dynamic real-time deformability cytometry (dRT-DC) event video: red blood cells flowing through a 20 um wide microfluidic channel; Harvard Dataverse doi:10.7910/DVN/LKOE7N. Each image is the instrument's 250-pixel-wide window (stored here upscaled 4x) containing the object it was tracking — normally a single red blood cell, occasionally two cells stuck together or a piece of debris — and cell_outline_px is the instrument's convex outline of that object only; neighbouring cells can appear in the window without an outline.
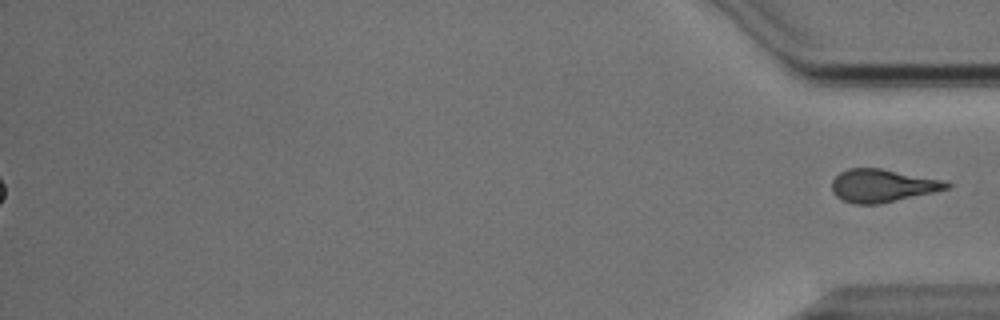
{"species": "Egyptian fruit bat (a non-hibernating species)", "species_latin": "Rousettus aegyptiacus", "temperature_condition": "cold", "stored_images_in_passage": 54, "segment_of_instrument_passage": [2, 2], "camera_frame_rate_fps": 3000, "um_per_image_px": 0.085, "animal": {"sex": "male"}, "frame": {"image": 1, "passage_image": 54, "time_ms": 17.667, "image_size_px": [1000, 320], "cell_outline_px": [[952, 184], [948, 188], [936, 192], [880, 204], [852, 204], [836, 196], [832, 192], [832, 180], [840, 172], [848, 168], [880, 168], [940, 180]], "centroid_in_image_um": [74.97, 15.79], "position_along_channel_um": 360.2, "area_um2": 21.91}}